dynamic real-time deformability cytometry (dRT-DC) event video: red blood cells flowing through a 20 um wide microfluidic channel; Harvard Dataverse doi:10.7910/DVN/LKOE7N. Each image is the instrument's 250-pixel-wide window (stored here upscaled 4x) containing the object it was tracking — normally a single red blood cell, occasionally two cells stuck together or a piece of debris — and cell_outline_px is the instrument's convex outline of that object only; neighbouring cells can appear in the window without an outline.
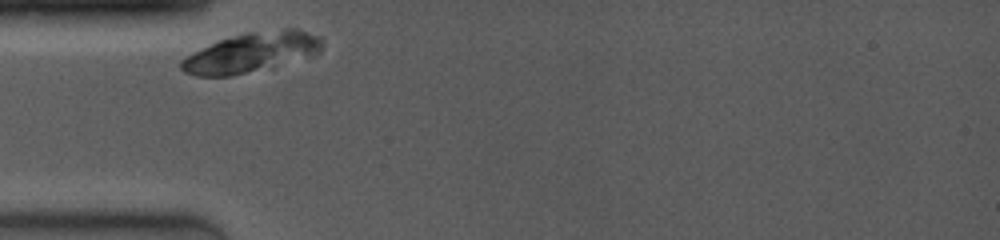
{"species": "common noctule bat (a hibernating species)", "species_latin": "Nyctalus noctula", "temperature_condition": "room temperature", "stored_images_in_passage": 2, "camera_frame_rate_fps": 4000, "um_per_image_px": 0.085, "animal": {"sex": "female", "body_mass_g": 19.0, "forearm_length_mm": 53.3}, "frame": {"image": 1, "passage_image": 1, "time_ms": 0.0, "image_size_px": [1000, 240], "cell_outline_px": [[324, 44], [320, 52], [244, 72], [228, 76], [196, 76], [184, 72], [180, 68], [180, 60], [184, 56], [192, 52], [220, 40], [244, 32], [284, 28], [296, 28], [320, 36], [324, 40]], "centroid_in_image_um": [21.33, 4.41], "position_along_channel_um": 63.7, "area_um2": 31.91}}